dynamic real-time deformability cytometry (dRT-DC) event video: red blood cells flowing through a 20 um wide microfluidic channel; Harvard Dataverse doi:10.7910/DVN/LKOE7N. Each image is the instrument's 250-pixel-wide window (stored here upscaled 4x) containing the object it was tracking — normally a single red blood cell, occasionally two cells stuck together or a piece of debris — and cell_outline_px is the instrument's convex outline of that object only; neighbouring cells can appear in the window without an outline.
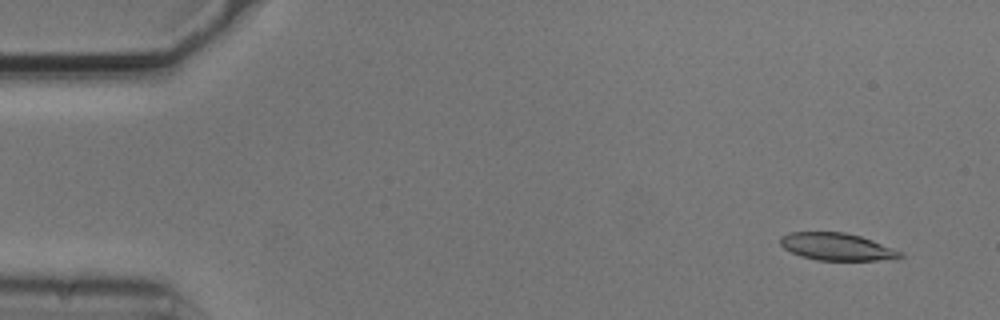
{"species": "common noctule bat (a hibernating species)", "species_latin": "Nyctalus noctula", "temperature_condition": "cold", "stored_images_in_passage": 3, "camera_frame_rate_fps": 3000, "um_per_image_px": 0.085, "animal": {"sex": "male", "body_mass_g": 20.5, "forearm_length_mm": 52.5}, "frame": {"image": 1, "passage_image": 1, "time_ms": 0.0, "image_size_px": [1000, 320], "cell_outline_px": [[904, 256], [896, 260], [816, 260], [800, 256], [784, 248], [780, 244], [780, 236], [788, 232], [844, 232], [860, 236], [872, 240], [904, 252]], "centroid_in_image_um": [71.17, 20.98], "position_along_channel_um": 13.8, "area_um2": 19.31}}